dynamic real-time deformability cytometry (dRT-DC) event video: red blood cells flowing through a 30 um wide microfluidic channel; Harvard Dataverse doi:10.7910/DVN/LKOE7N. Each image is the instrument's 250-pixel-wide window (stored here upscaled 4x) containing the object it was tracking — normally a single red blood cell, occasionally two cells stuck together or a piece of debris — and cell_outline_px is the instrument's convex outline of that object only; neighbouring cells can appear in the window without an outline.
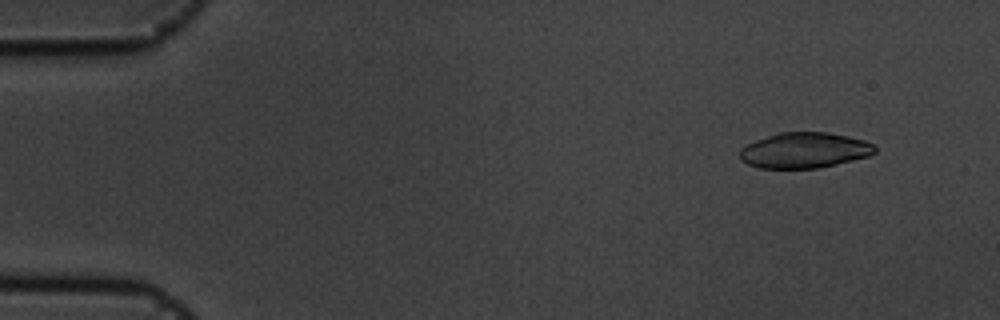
{"species": "common noctule bat (a hibernating species)", "species_latin": "Nyctalus noctula", "temperature_condition": "cold", "stored_images_in_passage": 55, "camera_frame_rate_fps": 3000, "um_per_image_px": 0.085, "animal": {"sex": "male", "body_mass_g": 19.5, "forearm_length_mm": 54.6}, "frame": {"image": 1, "passage_image": 5, "time_ms": 1.333, "image_size_px": [1000, 320], "cell_outline_px": [[876, 152], [868, 156], [820, 168], [760, 168], [748, 164], [740, 160], [740, 148], [756, 140], [780, 132], [828, 132], [848, 136], [864, 140], [872, 144], [876, 148]], "centroid_in_image_um": [68.37, 12.77], "position_along_channel_um": 16.6, "area_um2": 27.92}}
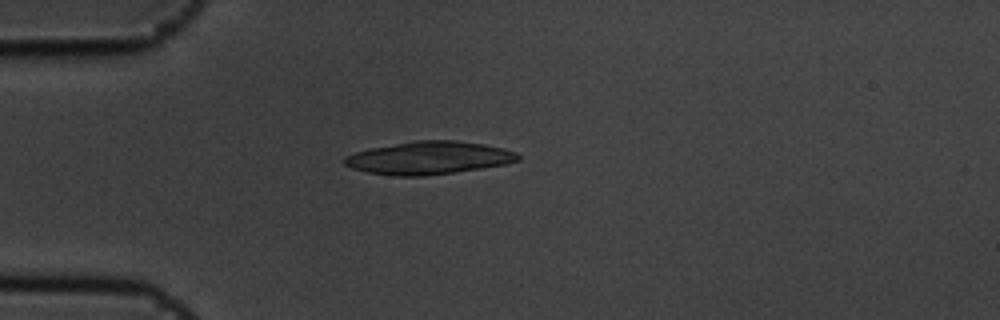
{"frame": {"image": 2, "passage_image": 15, "time_ms": 4.667, "image_size_px": [1000, 320], "cell_outline_px": [[520, 160], [504, 164], [480, 168], [424, 176], [396, 176], [368, 172], [352, 168], [344, 164], [344, 156], [356, 152], [372, 148], [416, 140], [456, 140], [484, 144], [516, 152], [520, 156]], "centroid_in_image_um": [36.44, 13.42], "position_along_channel_um": 48.6, "area_um2": 32.83}}
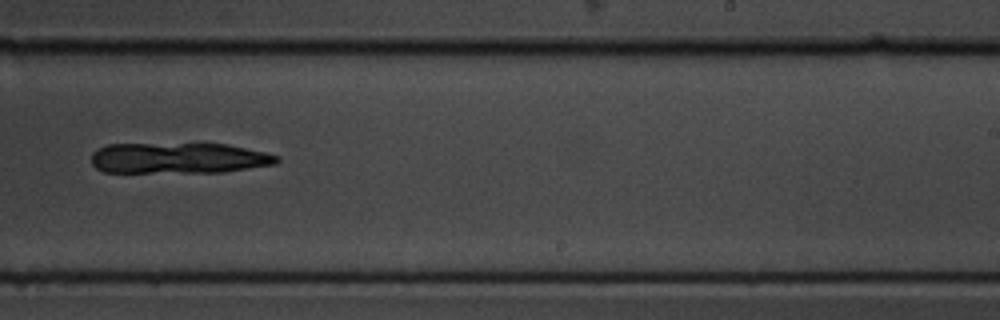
{"frame": {"image": 3, "passage_image": 35, "time_ms": 11.333, "image_size_px": [1000, 320], "cell_outline_px": [[280, 160], [276, 164], [224, 172], [104, 172], [96, 168], [92, 164], [92, 152], [108, 144], [228, 144], [264, 152], [280, 156]], "centroid_in_image_um": [15.2, 13.44], "position_along_channel_um": 273.8, "area_um2": 33.29}}